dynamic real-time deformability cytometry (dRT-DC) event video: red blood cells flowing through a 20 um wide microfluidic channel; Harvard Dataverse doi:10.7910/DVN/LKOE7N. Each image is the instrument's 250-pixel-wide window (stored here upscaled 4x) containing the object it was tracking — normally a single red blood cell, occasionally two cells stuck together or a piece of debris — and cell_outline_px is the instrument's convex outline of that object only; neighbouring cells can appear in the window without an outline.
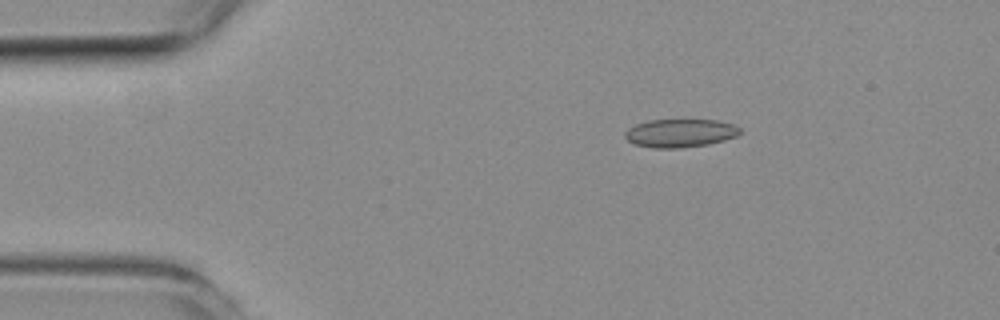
{"species": "common noctule bat (a hibernating species)", "species_latin": "Nyctalus noctula", "temperature_condition": "room temperature", "stored_images_in_passage": 10, "camera_frame_rate_fps": 3000, "um_per_image_px": 0.085, "animal": {"sex": "female", "body_mass_g": 19.3, "forearm_length_mm": 54.1}, "frame": {"image": 1, "passage_image": 1, "time_ms": 0.0, "image_size_px": [1000, 320], "cell_outline_px": [[740, 132], [736, 136], [724, 140], [708, 144], [680, 148], [652, 148], [636, 144], [628, 140], [624, 136], [624, 132], [628, 128], [636, 124], [648, 120], [716, 120], [732, 124], [740, 128]], "centroid_in_image_um": [57.79, 11.31], "position_along_channel_um": 27.2, "area_um2": 18.84}}
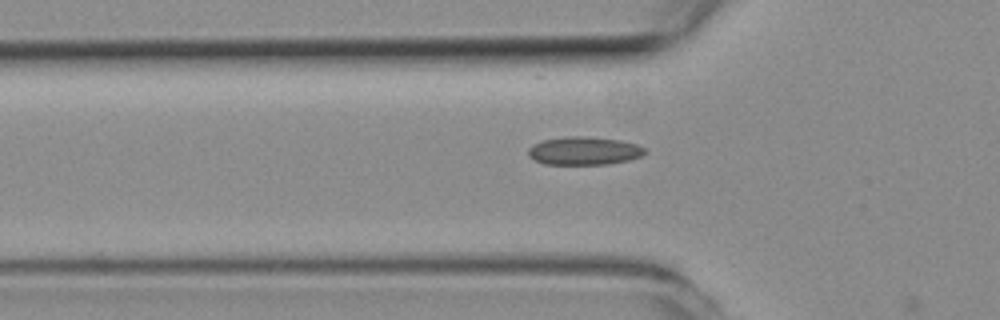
{"frame": {"image": 2, "passage_image": 9, "time_ms": 2.667, "image_size_px": [1000, 320], "cell_outline_px": [[648, 152], [640, 156], [628, 160], [608, 164], [544, 164], [528, 156], [528, 148], [532, 144], [544, 140], [568, 136], [584, 136], [620, 140], [636, 144], [644, 148]], "centroid_in_image_um": [49.63, 12.82], "position_along_channel_um": 76.2, "area_um2": 19.07}}